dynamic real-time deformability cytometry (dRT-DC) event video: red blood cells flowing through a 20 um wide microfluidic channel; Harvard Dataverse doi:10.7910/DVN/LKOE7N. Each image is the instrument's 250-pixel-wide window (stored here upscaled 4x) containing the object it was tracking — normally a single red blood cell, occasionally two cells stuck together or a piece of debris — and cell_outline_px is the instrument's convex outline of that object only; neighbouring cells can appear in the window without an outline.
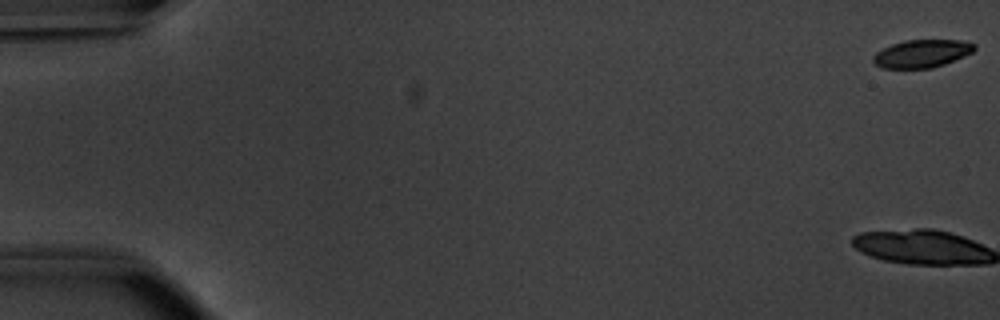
{"species": "common noctule bat (a hibernating species)", "species_latin": "Nyctalus noctula", "temperature_condition": "warm", "stored_images_in_passage": 55, "camera_frame_rate_fps": 3000, "um_per_image_px": 0.085, "animal": {"sex": "male", "body_mass_g": 20.1, "forearm_length_mm": 53.5}, "frame": {"image": 1, "passage_image": 1, "time_ms": 0.0, "image_size_px": [1000, 320], "cell_outline_px": [[976, 48], [972, 52], [964, 56], [944, 64], [932, 68], [880, 68], [872, 60], [872, 56], [876, 52], [892, 44], [904, 40], [960, 40], [976, 44]], "centroid_in_image_um": [78.35, 4.55], "position_along_channel_um": 6.7, "area_um2": 16.42}}
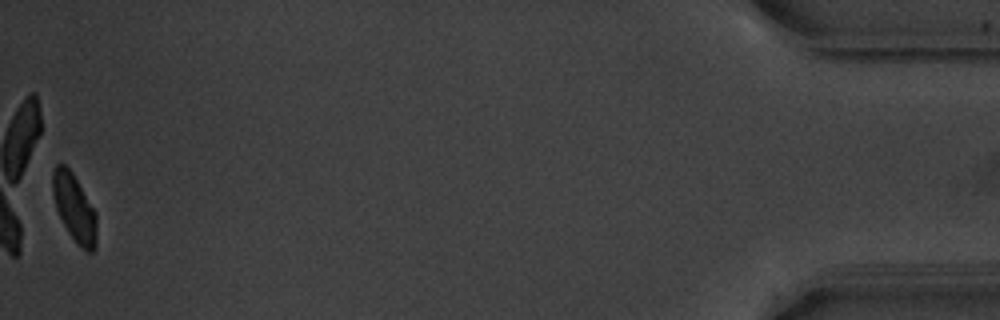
{"frame": {"image": 2, "passage_image": 55, "time_ms": 18.0, "image_size_px": [1000, 320], "cell_outline_px": [[96, 248], [92, 252], [88, 252], [80, 248], [68, 232], [56, 208], [52, 192], [52, 172], [56, 164], [64, 164], [72, 172], [96, 212]], "centroid_in_image_um": [6.32, 17.68], "position_along_channel_um": 428.9, "area_um2": 17.28}, "authors_computed_cell_mechanics": {"area_um2": 18.9584, "velocity_mm_per_s": 3.8073, "shape_relaxation_time_tau1_ms": 1.9843, "shape_relaxation_time_tau2_ms": 0.8947, "deformation_change_tau1": 0.1064, "deformation_change_tau2": 0.0454}}